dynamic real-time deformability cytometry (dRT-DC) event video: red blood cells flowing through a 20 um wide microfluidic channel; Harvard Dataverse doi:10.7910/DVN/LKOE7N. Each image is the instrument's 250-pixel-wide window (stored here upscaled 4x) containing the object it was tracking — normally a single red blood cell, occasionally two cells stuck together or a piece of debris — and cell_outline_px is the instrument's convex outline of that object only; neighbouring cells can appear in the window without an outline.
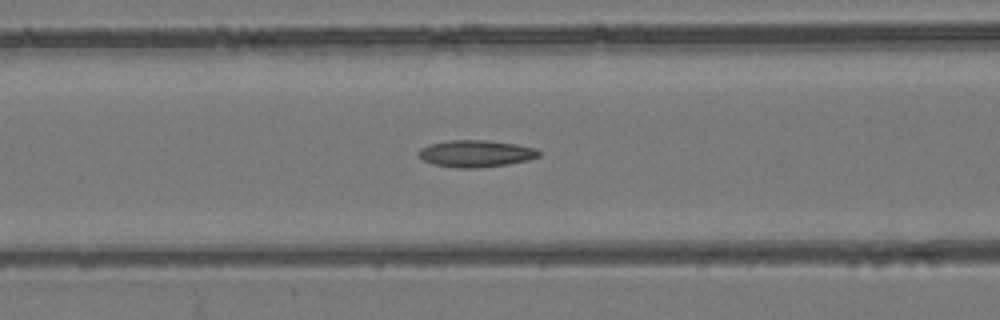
{"species": "common noctule bat (a hibernating species)", "species_latin": "Nyctalus noctula", "temperature_condition": "room temperature", "stored_images_in_passage": 50, "camera_frame_rate_fps": 3000, "um_per_image_px": 0.085, "animal": {"sex": "female", "body_mass_g": 24.6, "forearm_length_mm": 56.2}, "frame": {"image": 1, "passage_image": 19, "time_ms": 6.0, "image_size_px": [1000, 320], "cell_outline_px": [[540, 156], [528, 160], [508, 164], [480, 168], [460, 168], [432, 164], [416, 156], [416, 152], [420, 148], [428, 144], [448, 140], [488, 140], [516, 144], [536, 148], [540, 152]], "centroid_in_image_um": [40.41, 13.05], "position_along_channel_um": 126.2, "area_um2": 19.13}}
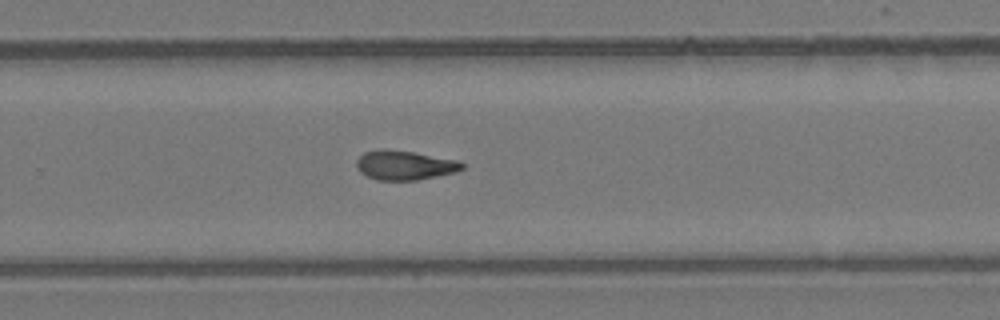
{"frame": {"image": 2, "passage_image": 32, "time_ms": 10.333, "image_size_px": [1000, 320], "cell_outline_px": [[464, 168], [456, 172], [416, 180], [376, 180], [360, 172], [356, 168], [356, 160], [364, 152], [412, 152], [456, 160], [464, 164]], "centroid_in_image_um": [34.42, 14.09], "position_along_channel_um": 295.4, "area_um2": 17.28}}
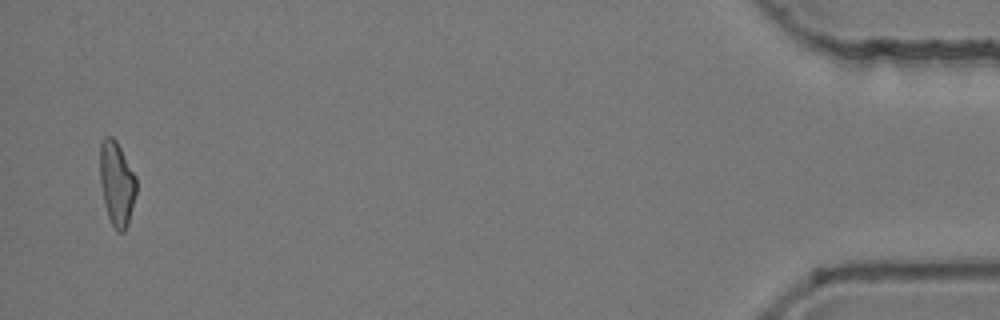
{"frame": {"image": 3, "passage_image": 49, "time_ms": 16.0, "image_size_px": [1000, 320], "cell_outline_px": [[136, 192], [128, 224], [124, 232], [116, 232], [108, 216], [104, 204], [100, 180], [100, 140], [104, 136], [112, 136], [116, 140], [136, 176]], "centroid_in_image_um": [9.91, 15.58], "position_along_channel_um": 425.3, "area_um2": 17.92}, "authors_computed_cell_mechanics": {"area_um2": 18.207, "velocity_mm_per_s": 3.908, "shape_relaxation_time_tau1_ms": null, "shape_relaxation_time_tau2_ms": 6.267, "deformation_change_tau1": null, "deformation_change_tau2": 0.1624}}